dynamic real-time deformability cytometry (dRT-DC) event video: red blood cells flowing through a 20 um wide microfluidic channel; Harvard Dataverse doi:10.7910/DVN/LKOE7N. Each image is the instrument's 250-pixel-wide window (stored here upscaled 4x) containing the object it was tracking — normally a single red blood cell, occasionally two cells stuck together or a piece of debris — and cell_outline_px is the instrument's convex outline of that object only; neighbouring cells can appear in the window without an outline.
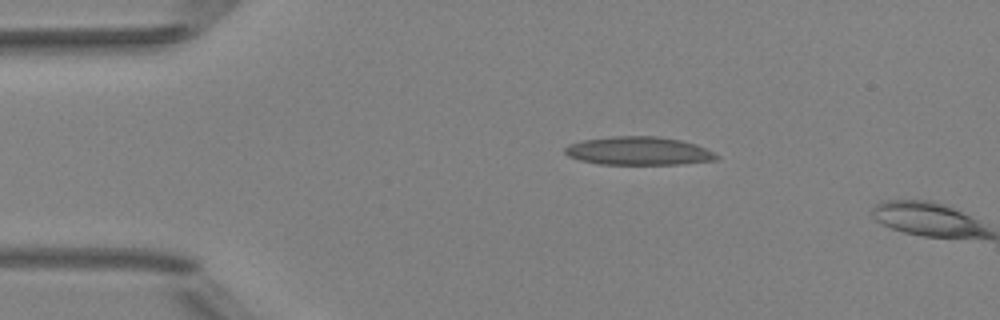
{"species": "Egyptian fruit bat (a non-hibernating species)", "species_latin": "Rousettus aegyptiacus", "temperature_condition": "room temperature", "stored_images_in_passage": 2, "camera_frame_rate_fps": 3000, "um_per_image_px": 0.085, "animal": {"sex": "female"}, "frame": {"image": 1, "passage_image": 1, "time_ms": 0.0, "image_size_px": [1000, 320], "cell_outline_px": [[720, 156], [716, 160], [680, 164], [600, 164], [580, 160], [568, 156], [564, 152], [564, 148], [568, 144], [580, 140], [612, 136], [656, 136], [680, 140], [696, 144]], "centroid_in_image_um": [54.24, 12.82], "position_along_channel_um": 30.8, "area_um2": 25.03}}